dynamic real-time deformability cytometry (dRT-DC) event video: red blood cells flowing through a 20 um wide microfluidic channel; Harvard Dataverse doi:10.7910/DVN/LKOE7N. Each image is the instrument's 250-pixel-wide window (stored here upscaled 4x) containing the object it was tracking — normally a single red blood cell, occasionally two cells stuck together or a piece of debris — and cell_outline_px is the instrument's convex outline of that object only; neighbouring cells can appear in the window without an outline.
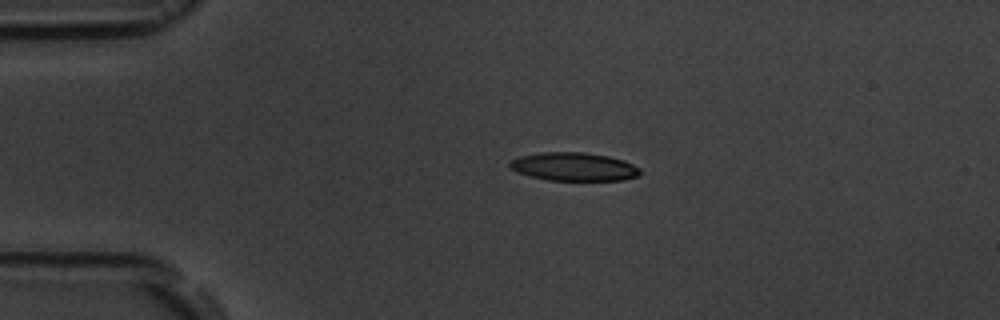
{"species": "common noctule bat (a hibernating species)", "species_latin": "Nyctalus noctula", "temperature_condition": "room temperature", "stored_images_in_passage": 3, "camera_frame_rate_fps": 3000, "um_per_image_px": 0.085, "animal": {"sex": "male", "body_mass_g": 19.5, "forearm_length_mm": 54.6}, "frame": {"image": 1, "passage_image": 2, "time_ms": 1.333, "image_size_px": [1000, 320], "cell_outline_px": [[640, 172], [636, 176], [620, 180], [548, 180], [528, 176], [516, 172], [508, 164], [508, 160], [520, 156], [540, 152], [584, 152], [608, 156], [624, 160], [640, 168]], "centroid_in_image_um": [48.72, 14.16], "position_along_channel_um": 36.3, "area_um2": 21.56}}